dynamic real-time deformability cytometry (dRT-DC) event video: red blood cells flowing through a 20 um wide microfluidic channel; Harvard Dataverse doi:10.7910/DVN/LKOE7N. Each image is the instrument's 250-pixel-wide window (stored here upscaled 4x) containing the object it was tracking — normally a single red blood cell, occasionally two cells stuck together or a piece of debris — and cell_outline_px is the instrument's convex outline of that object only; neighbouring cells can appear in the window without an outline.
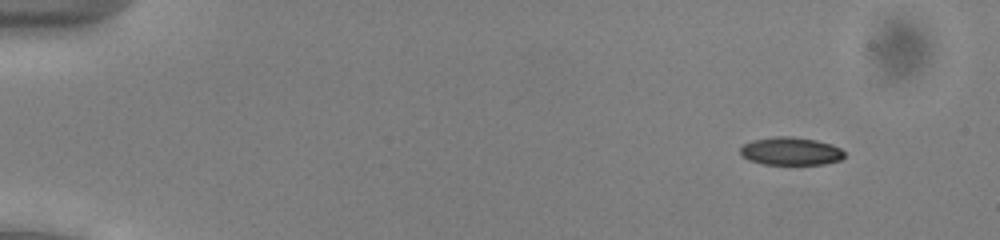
{"species": "common noctule bat (a hibernating species)", "species_latin": "Nyctalus noctula", "temperature_condition": "cold", "stored_images_in_passage": 52, "camera_frame_rate_fps": 3000, "um_per_image_px": 0.085, "animal": {"sex": "male", "body_mass_g": 13.0, "forearm_length_mm": 53.1}, "frame": {"image": 1, "passage_image": 4, "time_ms": 1.0, "image_size_px": [1000, 240], "cell_outline_px": [[844, 156], [840, 160], [824, 164], [764, 164], [748, 160], [740, 152], [740, 148], [744, 144], [752, 140], [776, 136], [792, 136], [816, 140], [832, 144], [840, 148], [844, 152]], "centroid_in_image_um": [67.22, 12.84], "position_along_channel_um": 17.8, "area_um2": 16.94}}
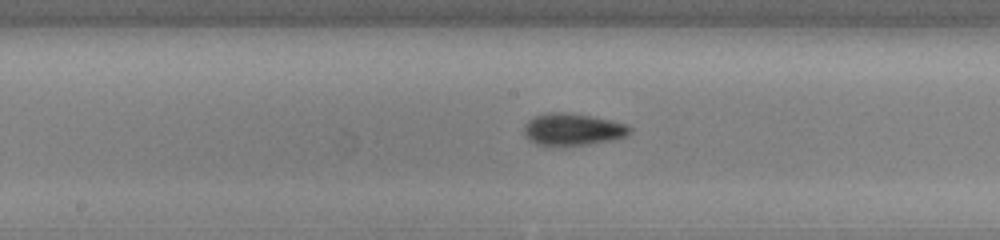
{"frame": {"image": 2, "passage_image": 27, "time_ms": 8.667, "image_size_px": [1000, 240], "cell_outline_px": [[632, 132], [624, 136], [612, 140], [588, 144], [536, 144], [528, 140], [524, 136], [524, 124], [528, 120], [536, 116], [548, 112], [564, 112], [588, 116], [608, 120], [624, 124], [632, 128]], "centroid_in_image_um": [48.64, 10.99], "position_along_channel_um": 199.6, "area_um2": 19.25}}
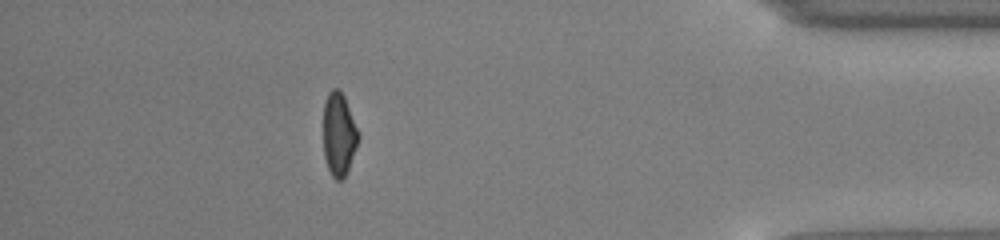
{"frame": {"image": 3, "passage_image": 46, "time_ms": 15.0, "image_size_px": [1000, 240], "cell_outline_px": [[360, 136], [344, 180], [336, 180], [332, 176], [328, 168], [324, 156], [324, 100], [328, 92], [332, 88], [340, 88], [344, 96], [360, 132]], "centroid_in_image_um": [28.81, 11.39], "position_along_channel_um": 406.4, "area_um2": 17.17}, "authors_computed_cell_mechanics": {"area_um2": 17.9758, "velocity_mm_per_s": 3.9361, "shape_relaxation_time_tau1_ms": 4.5867, "shape_relaxation_time_tau2_ms": 3.1157, "deformation_change_tau1": 0.1465, "deformation_change_tau2": 0.0917}}